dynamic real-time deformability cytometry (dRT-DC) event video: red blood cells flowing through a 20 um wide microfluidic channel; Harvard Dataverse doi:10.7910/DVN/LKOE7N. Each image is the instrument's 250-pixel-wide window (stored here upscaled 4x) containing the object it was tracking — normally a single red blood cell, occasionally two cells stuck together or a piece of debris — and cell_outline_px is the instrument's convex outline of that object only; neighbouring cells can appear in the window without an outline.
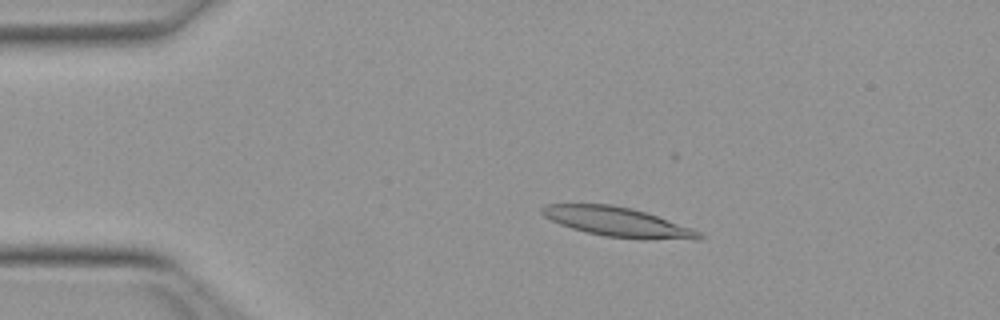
{"species": "Egyptian fruit bat (a non-hibernating species)", "species_latin": "Rousettus aegyptiacus", "temperature_condition": "warm", "stored_images_in_passage": 38, "camera_frame_rate_fps": 3000, "um_per_image_px": 0.085, "animal": {"sex": "female"}, "frame": {"image": 1, "passage_image": 9, "time_ms": 2.667, "image_size_px": [1000, 320], "cell_outline_px": [[704, 236], [700, 240], [644, 240], [604, 236], [584, 232], [560, 224], [544, 216], [540, 212], [540, 208], [548, 204], [608, 204], [632, 208], [692, 228], [700, 232]], "centroid_in_image_um": [52.54, 18.89], "position_along_channel_um": 32.5, "area_um2": 27.11}}
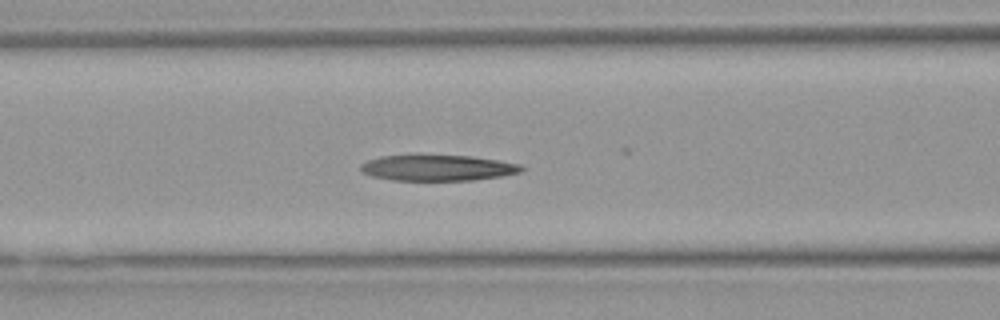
{"frame": {"image": 2, "passage_image": 20, "time_ms": 6.333, "image_size_px": [1000, 320], "cell_outline_px": [[524, 168], [520, 172], [500, 176], [472, 180], [392, 180], [372, 176], [364, 172], [360, 168], [360, 164], [368, 160], [380, 156], [472, 156], [520, 164]], "centroid_in_image_um": [37.19, 14.27], "position_along_channel_um": 129.4, "area_um2": 23.76}}
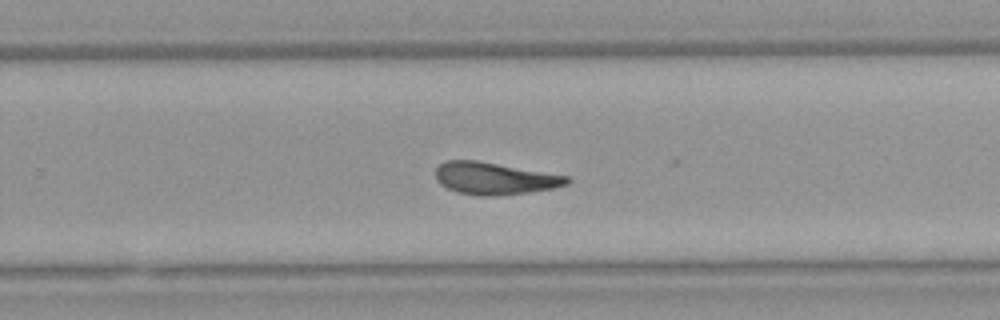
{"frame": {"image": 3, "passage_image": 32, "time_ms": 10.333, "image_size_px": [1000, 320], "cell_outline_px": [[572, 180], [568, 184], [552, 188], [528, 192], [492, 196], [480, 196], [456, 192], [440, 184], [436, 180], [436, 168], [440, 164], [448, 160], [476, 160], [572, 176]], "centroid_in_image_um": [42.07, 15.16], "position_along_channel_um": 287.7, "area_um2": 24.74}}